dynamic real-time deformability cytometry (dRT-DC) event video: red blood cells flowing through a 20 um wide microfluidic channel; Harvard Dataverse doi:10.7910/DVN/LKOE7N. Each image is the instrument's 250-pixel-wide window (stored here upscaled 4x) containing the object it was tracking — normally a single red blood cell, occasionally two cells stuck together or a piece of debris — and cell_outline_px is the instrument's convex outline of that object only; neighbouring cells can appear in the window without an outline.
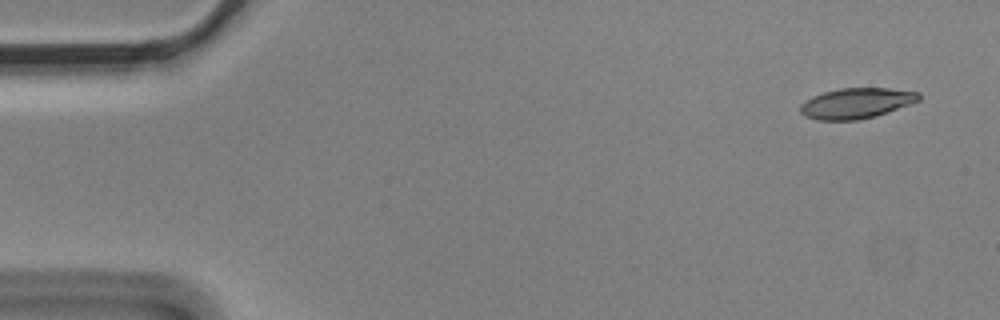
{"species": "Egyptian fruit bat (a non-hibernating species)", "species_latin": "Rousettus aegyptiacus", "temperature_condition": "cold", "stored_images_in_passage": 5, "camera_frame_rate_fps": 3000, "um_per_image_px": 0.085, "animal": {"sex": "male"}, "frame": {"image": 1, "passage_image": 1, "time_ms": 0.0, "image_size_px": [1000, 320], "cell_outline_px": [[920, 100], [872, 116], [856, 120], [816, 120], [804, 116], [800, 112], [800, 104], [812, 96], [824, 92], [840, 88], [888, 88], [920, 92]], "centroid_in_image_um": [72.73, 8.76], "position_along_channel_um": 12.3, "area_um2": 20.75}}
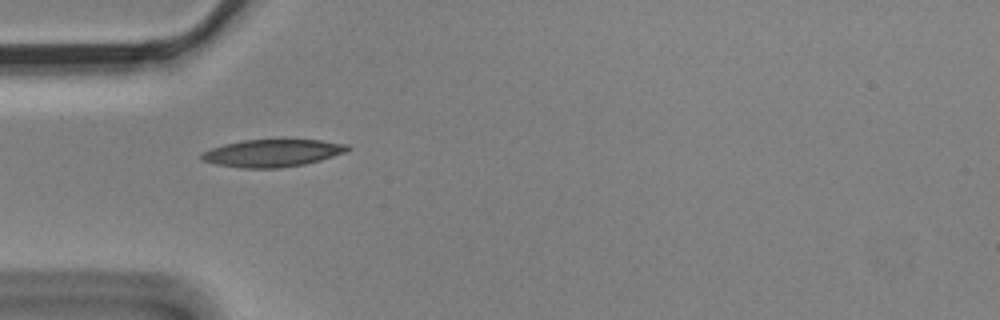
{"frame": {"image": 2, "passage_image": 4, "time_ms": 1.0, "image_size_px": [1000, 320], "cell_outline_px": [[352, 148], [348, 152], [320, 160], [304, 164], [280, 168], [240, 168], [216, 164], [204, 160], [200, 156], [200, 152], [224, 144], [244, 140], [320, 140], [348, 144]], "centroid_in_image_um": [23.19, 13.01], "position_along_channel_um": 61.8, "area_um2": 23.35}}
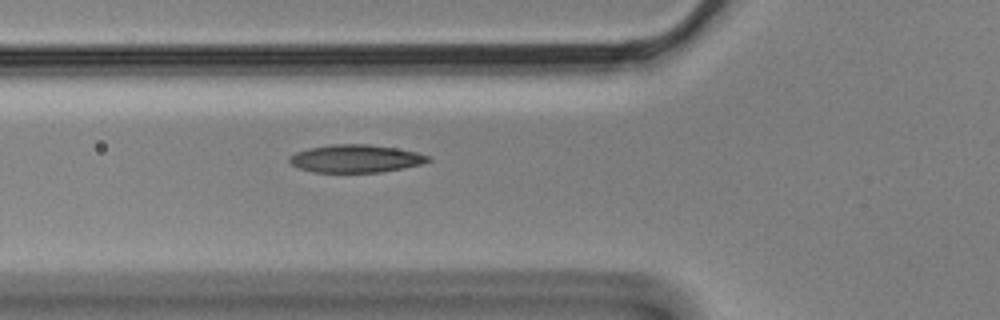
{"frame": {"image": 3, "passage_image": 5, "time_ms": 1.333, "image_size_px": [1000, 320], "cell_outline_px": [[432, 160], [420, 164], [380, 172], [316, 172], [300, 168], [292, 164], [288, 160], [288, 156], [296, 152], [308, 148], [332, 144], [368, 144], [396, 148], [416, 152], [432, 156]], "centroid_in_image_um": [30.23, 13.47], "position_along_channel_um": 95.6, "area_um2": 22.37}}